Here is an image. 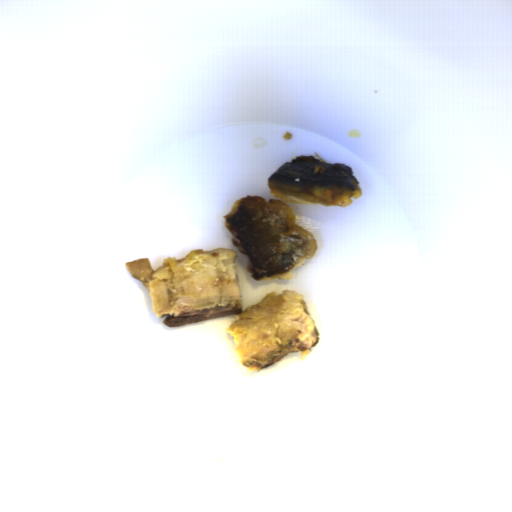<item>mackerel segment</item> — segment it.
Listing matches in <instances>:
<instances>
[{"label": "mackerel segment", "mask_w": 512, "mask_h": 512, "mask_svg": "<svg viewBox=\"0 0 512 512\" xmlns=\"http://www.w3.org/2000/svg\"><path fill=\"white\" fill-rule=\"evenodd\" d=\"M267 184L270 194L290 203L347 207L362 194L348 166L328 164L312 155L286 161Z\"/></svg>", "instance_id": "3"}, {"label": "mackerel segment", "mask_w": 512, "mask_h": 512, "mask_svg": "<svg viewBox=\"0 0 512 512\" xmlns=\"http://www.w3.org/2000/svg\"><path fill=\"white\" fill-rule=\"evenodd\" d=\"M223 217L232 245L246 256L247 272L255 281L290 280L293 270L317 249L313 234L296 225L287 203L250 194Z\"/></svg>", "instance_id": "2"}, {"label": "mackerel segment", "mask_w": 512, "mask_h": 512, "mask_svg": "<svg viewBox=\"0 0 512 512\" xmlns=\"http://www.w3.org/2000/svg\"><path fill=\"white\" fill-rule=\"evenodd\" d=\"M236 258L237 251L229 248L195 249L180 260L165 258L157 270L148 258L127 262L125 268L149 290L152 311L168 327L235 315L226 332L249 372L261 371L290 353L312 349L319 330L302 294L274 291L243 310Z\"/></svg>", "instance_id": "1"}]
</instances>
